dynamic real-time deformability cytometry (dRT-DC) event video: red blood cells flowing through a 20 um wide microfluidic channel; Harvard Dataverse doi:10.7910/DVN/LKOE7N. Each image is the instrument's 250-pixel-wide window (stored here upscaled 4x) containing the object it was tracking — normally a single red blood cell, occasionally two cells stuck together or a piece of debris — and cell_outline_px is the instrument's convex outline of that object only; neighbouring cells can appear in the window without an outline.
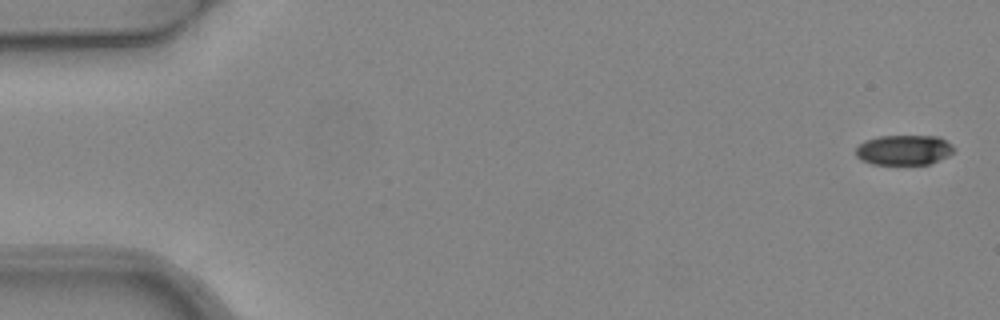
{"species": "common noctule bat (a hibernating species)", "species_latin": "Nyctalus noctula", "temperature_condition": "warm", "stored_images_in_passage": 3, "camera_frame_rate_fps": 3000, "um_per_image_px": 0.085, "animal": {"sex": "female", "body_mass_g": 24.6, "forearm_length_mm": 56.2}, "frame": {"image": 1, "passage_image": 1, "time_ms": 0.0, "image_size_px": [1000, 320], "cell_outline_px": [[956, 148], [948, 156], [928, 164], [872, 164], [860, 160], [856, 156], [856, 148], [864, 140], [880, 136], [940, 136], [952, 144]], "centroid_in_image_um": [76.84, 12.74], "position_along_channel_um": 8.2, "area_um2": 17.28}}
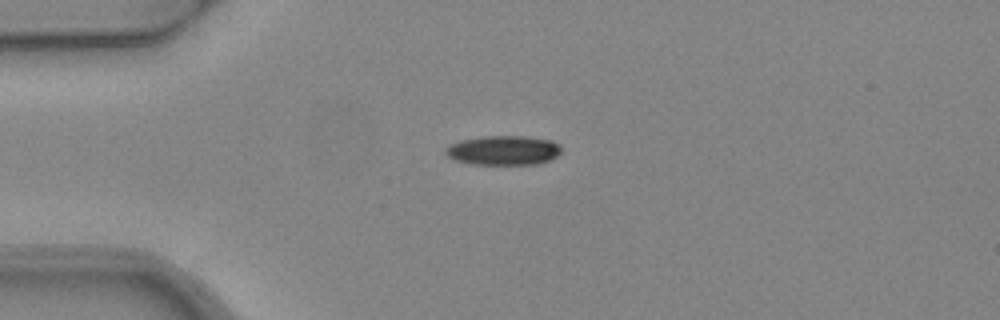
{"frame": {"image": 2, "passage_image": 2, "time_ms": 0.333, "image_size_px": [1000, 320], "cell_outline_px": [[560, 152], [556, 156], [548, 160], [536, 164], [472, 164], [452, 160], [444, 152], [444, 148], [448, 144], [460, 140], [484, 136], [524, 136], [552, 140], [560, 144]], "centroid_in_image_um": [42.73, 12.77], "position_along_channel_um": 42.3, "area_um2": 20.0}}